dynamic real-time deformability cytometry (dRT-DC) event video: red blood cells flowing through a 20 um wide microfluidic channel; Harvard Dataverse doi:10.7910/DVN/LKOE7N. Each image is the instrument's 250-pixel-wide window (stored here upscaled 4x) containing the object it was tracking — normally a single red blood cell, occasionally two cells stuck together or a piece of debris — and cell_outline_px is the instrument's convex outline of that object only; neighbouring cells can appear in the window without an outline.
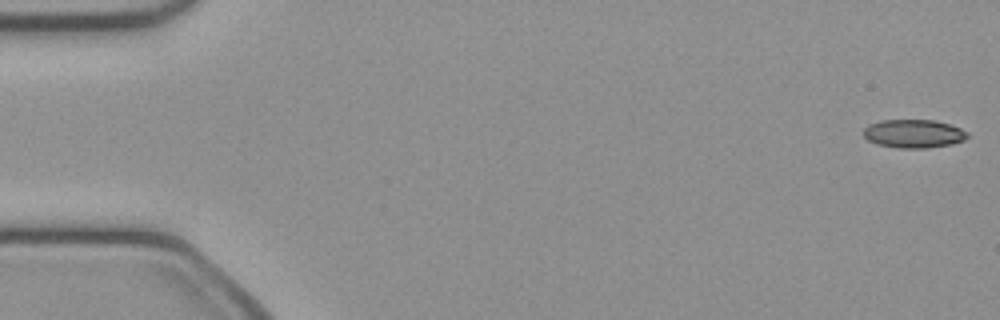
{"species": "common noctule bat (a hibernating species)", "species_latin": "Nyctalus noctula", "temperature_condition": "cold", "stored_images_in_passage": 45, "camera_frame_rate_fps": 3000, "um_per_image_px": 0.085, "animal": {"sex": "female", "body_mass_g": 21.9}, "frame": {"image": 1, "passage_image": 1, "time_ms": 0.0, "image_size_px": [1000, 320], "cell_outline_px": [[968, 136], [964, 140], [952, 144], [924, 148], [900, 148], [876, 144], [868, 140], [864, 136], [864, 128], [868, 124], [880, 120], [932, 120], [948, 124], [960, 128], [968, 132]], "centroid_in_image_um": [77.64, 11.36], "position_along_channel_um": 7.4, "area_um2": 17.17}}
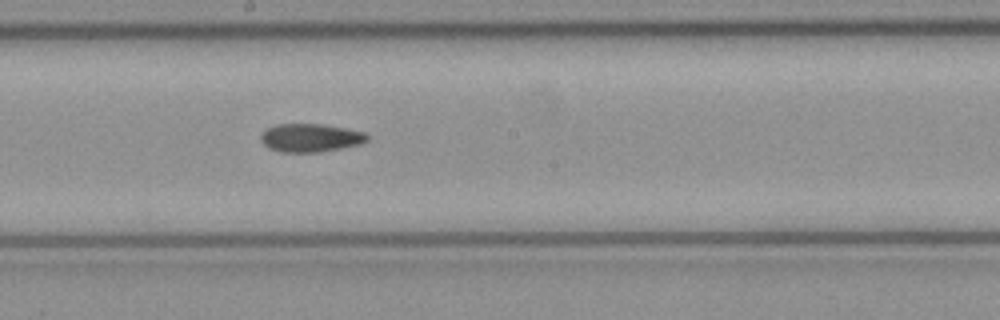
{"frame": {"image": 2, "passage_image": 27, "time_ms": 8.667, "image_size_px": [1000, 320], "cell_outline_px": [[368, 140], [360, 144], [320, 152], [280, 152], [268, 148], [260, 140], [260, 136], [264, 128], [276, 124], [324, 124], [364, 132], [368, 136]], "centroid_in_image_um": [26.34, 11.71], "position_along_channel_um": 221.9, "area_um2": 17.63}}
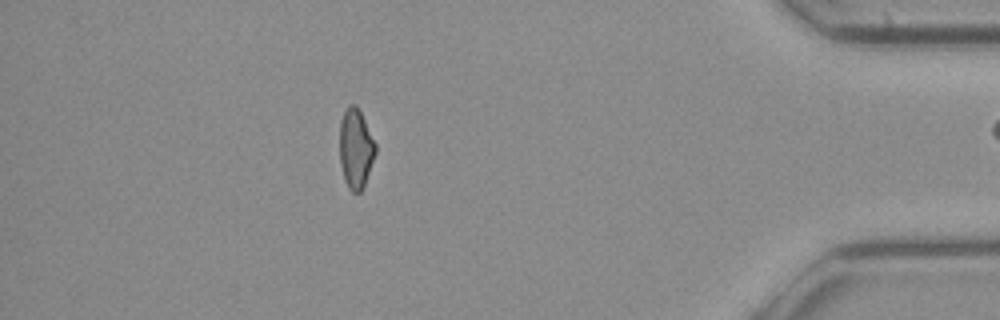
{"frame": {"image": 3, "passage_image": 44, "time_ms": 14.333, "image_size_px": [1000, 320], "cell_outline_px": [[376, 152], [364, 188], [360, 192], [352, 192], [348, 188], [344, 180], [340, 164], [340, 120], [348, 104], [356, 104], [376, 144]], "centroid_in_image_um": [30.23, 12.66], "position_along_channel_um": 405.0, "area_um2": 16.7}}